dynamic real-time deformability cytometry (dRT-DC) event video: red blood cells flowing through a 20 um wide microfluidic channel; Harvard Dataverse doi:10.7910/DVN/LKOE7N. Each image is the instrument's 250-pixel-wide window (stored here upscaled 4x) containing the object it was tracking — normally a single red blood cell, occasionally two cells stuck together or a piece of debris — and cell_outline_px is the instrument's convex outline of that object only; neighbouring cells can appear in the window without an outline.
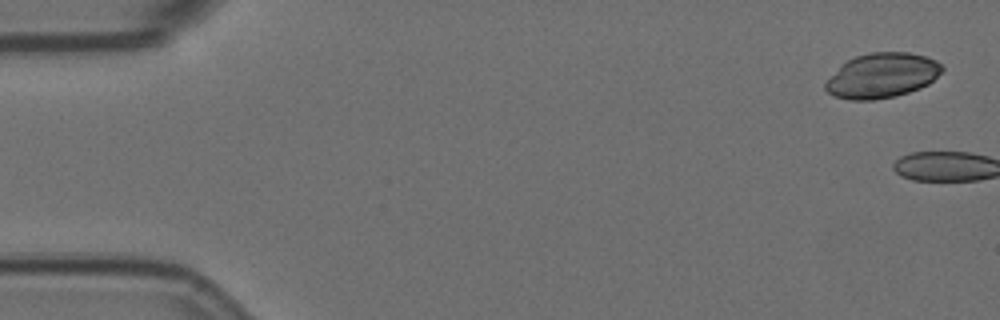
{"species": "Egyptian fruit bat (a non-hibernating species)", "species_latin": "Rousettus aegyptiacus", "temperature_condition": "room temperature", "stored_images_in_passage": 6, "camera_frame_rate_fps": 3000, "um_per_image_px": 0.085, "animal": {"sex": "female"}, "frame": {"image": 1, "passage_image": 1, "time_ms": 0.0, "image_size_px": [1000, 320], "cell_outline_px": [[944, 68], [928, 84], [920, 88], [896, 96], [872, 100], [848, 100], [832, 96], [824, 88], [824, 84], [840, 64], [856, 56], [872, 52], [908, 52], [924, 56], [936, 60]], "centroid_in_image_um": [74.93, 6.43], "position_along_channel_um": 10.1, "area_um2": 30.46}}
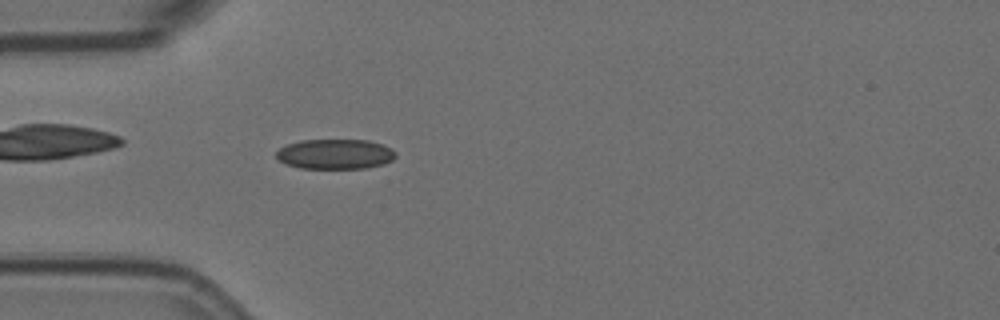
{"frame": {"image": 2, "passage_image": 6, "time_ms": 1.667, "image_size_px": [1000, 320], "cell_outline_px": [[396, 156], [392, 160], [384, 164], [364, 168], [300, 168], [284, 164], [276, 156], [276, 152], [280, 148], [288, 144], [300, 140], [368, 140], [392, 148], [396, 152]], "centroid_in_image_um": [28.49, 13.1], "position_along_channel_um": 56.5, "area_um2": 20.87}}